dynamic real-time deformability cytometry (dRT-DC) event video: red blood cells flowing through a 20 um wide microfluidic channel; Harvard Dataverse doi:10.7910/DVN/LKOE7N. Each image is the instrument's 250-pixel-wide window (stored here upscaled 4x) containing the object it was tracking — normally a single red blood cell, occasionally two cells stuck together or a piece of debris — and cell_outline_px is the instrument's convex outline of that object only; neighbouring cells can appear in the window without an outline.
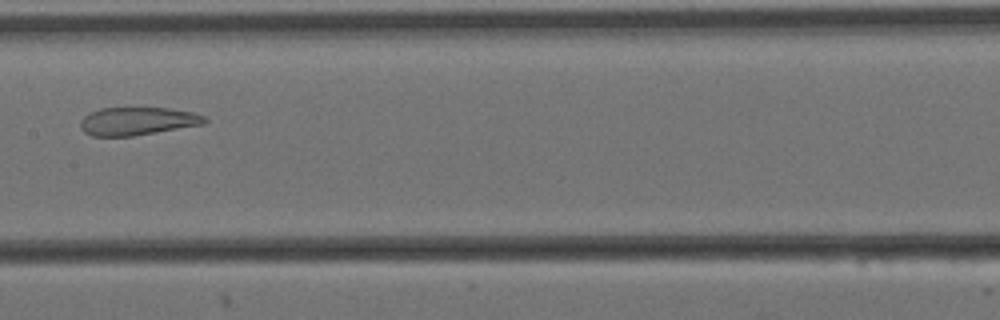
{"species": "Egyptian fruit bat (a non-hibernating species)", "species_latin": "Rousettus aegyptiacus", "temperature_condition": "cold", "stored_images_in_passage": 7, "camera_frame_rate_fps": 3000, "um_per_image_px": 0.085, "animal": {"sex": "female"}, "frame": {"image": 1, "passage_image": 7, "time_ms": 2.0, "image_size_px": [1000, 320], "cell_outline_px": [[208, 120], [204, 124], [132, 136], [92, 136], [84, 132], [80, 128], [80, 120], [84, 116], [100, 108], [168, 108], [192, 112], [204, 116]], "centroid_in_image_um": [11.66, 10.3], "position_along_channel_um": 195.7, "area_um2": 20.17}}